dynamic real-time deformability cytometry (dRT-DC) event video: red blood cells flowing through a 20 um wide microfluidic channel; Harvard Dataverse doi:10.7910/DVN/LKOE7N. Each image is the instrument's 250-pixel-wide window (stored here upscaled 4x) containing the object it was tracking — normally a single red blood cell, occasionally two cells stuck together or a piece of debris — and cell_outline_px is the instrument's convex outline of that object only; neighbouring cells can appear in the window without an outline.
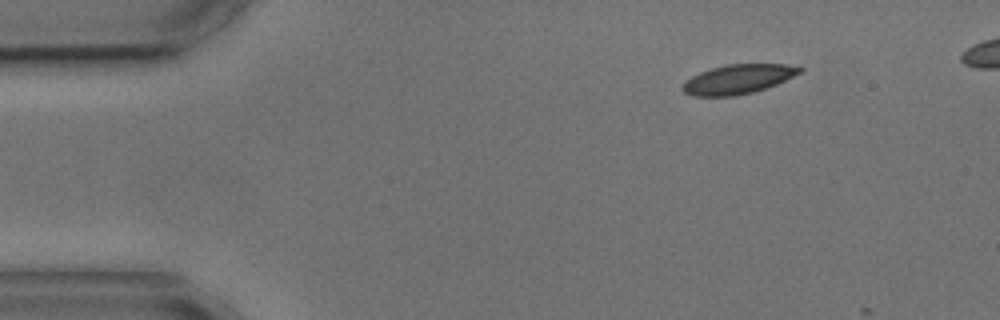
{"species": "common noctule bat (a hibernating species)", "species_latin": "Nyctalus noctula", "temperature_condition": "cold", "stored_images_in_passage": 2, "camera_frame_rate_fps": 3000, "um_per_image_px": 0.085, "animal": {"sex": "male", "body_mass_g": 17.9, "forearm_length_mm": 54.2}, "frame": {"image": 1, "passage_image": 1, "time_ms": 0.0, "image_size_px": [1000, 320], "cell_outline_px": [[804, 72], [776, 84], [752, 92], [732, 96], [692, 96], [684, 92], [680, 88], [684, 80], [700, 72], [712, 68], [728, 64], [784, 64], [804, 68]], "centroid_in_image_um": [62.72, 6.73], "position_along_channel_um": 22.3, "area_um2": 20.06}}